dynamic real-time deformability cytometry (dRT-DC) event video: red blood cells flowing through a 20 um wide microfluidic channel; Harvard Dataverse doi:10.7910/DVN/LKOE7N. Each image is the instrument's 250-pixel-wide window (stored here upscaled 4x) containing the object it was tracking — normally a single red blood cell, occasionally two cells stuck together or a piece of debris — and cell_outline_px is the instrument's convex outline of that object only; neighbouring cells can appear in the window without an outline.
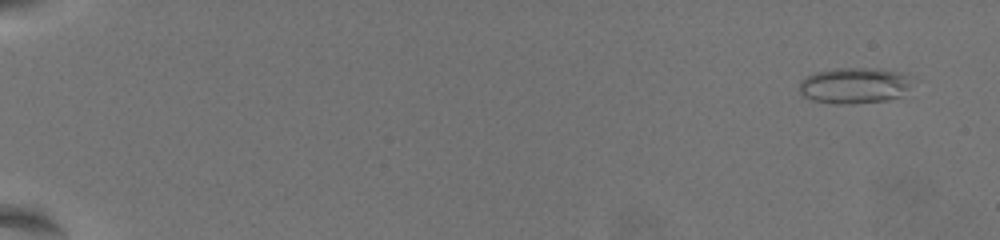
{"species": "common noctule bat (a hibernating species)", "species_latin": "Nyctalus noctula", "temperature_condition": "warm", "stored_images_in_passage": 30, "camera_frame_rate_fps": 3000, "um_per_image_px": 0.085, "animal": {"sex": "female", "body_mass_g": 19.5, "forearm_length_mm": 54.1}, "frame": {"image": 1, "passage_image": 5, "time_ms": 1.333, "image_size_px": [1000, 240], "cell_outline_px": [[904, 88], [900, 96], [888, 100], [840, 104], [836, 104], [812, 100], [804, 96], [796, 88], [800, 80], [816, 72], [836, 68], [872, 68], [900, 72], [904, 76]], "centroid_in_image_um": [72.44, 7.27], "position_along_channel_um": 12.6, "area_um2": 22.89}}
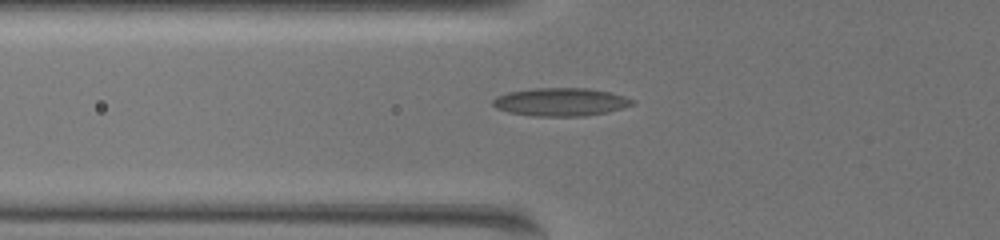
{"frame": {"image": 2, "passage_image": 27, "time_ms": 8.667, "image_size_px": [1000, 240], "cell_outline_px": [[636, 104], [624, 108], [608, 112], [584, 116], [532, 116], [508, 112], [496, 108], [492, 104], [492, 100], [496, 96], [508, 92], [536, 88], [588, 88], [608, 92], [624, 96], [636, 100]], "centroid_in_image_um": [47.68, 8.67], "position_along_channel_um": 78.1, "area_um2": 23.0}}
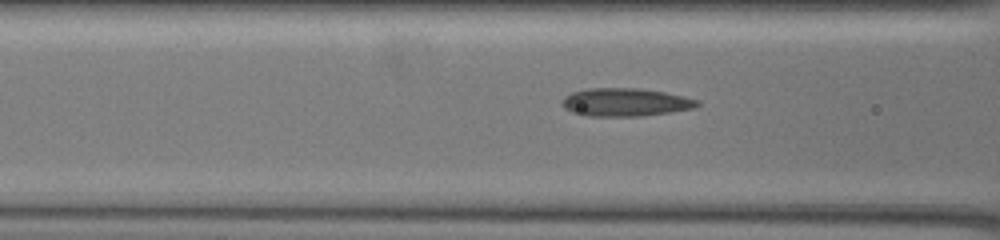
{"frame": {"image": 3, "passage_image": 30, "time_ms": 9.667, "image_size_px": [1000, 240], "cell_outline_px": [[700, 104], [692, 108], [668, 112], [640, 116], [584, 116], [572, 112], [564, 108], [560, 104], [560, 100], [564, 96], [572, 92], [588, 88], [640, 88], [664, 92], [700, 100]], "centroid_in_image_um": [53.08, 8.68], "position_along_channel_um": 113.5, "area_um2": 22.2}}